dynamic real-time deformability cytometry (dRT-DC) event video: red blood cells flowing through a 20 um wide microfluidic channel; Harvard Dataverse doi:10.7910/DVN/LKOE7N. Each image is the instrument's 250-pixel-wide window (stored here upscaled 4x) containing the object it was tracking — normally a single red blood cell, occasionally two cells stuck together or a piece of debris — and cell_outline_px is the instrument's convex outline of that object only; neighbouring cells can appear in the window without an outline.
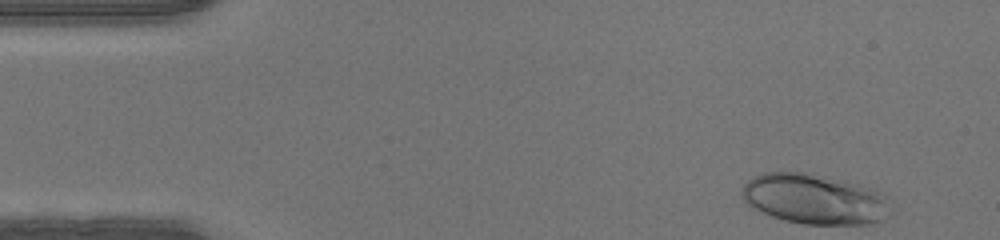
{"species": "human", "species_latin": "Homo sapiens", "temperature_condition": "warm", "stored_images_in_passage": 39, "camera_frame_rate_fps": 3000, "um_per_image_px": 0.085, "donor": {"sex": "male"}, "frame": {"image": 1, "passage_image": 1, "time_ms": 0.0, "image_size_px": [1000, 240], "cell_outline_px": [[892, 212], [880, 220], [868, 224], [804, 224], [784, 220], [760, 212], [752, 208], [744, 200], [740, 192], [740, 188], [748, 180], [764, 172], [804, 172], [856, 184], [876, 192], [884, 196]], "centroid_in_image_um": [69.15, 16.93], "position_along_channel_um": 15.8, "area_um2": 42.95}}
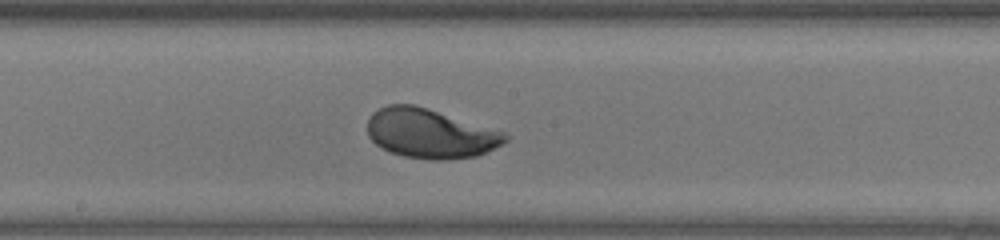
{"frame": {"image": 2, "passage_image": 22, "time_ms": 7.0, "image_size_px": [1000, 240], "cell_outline_px": [[508, 140], [476, 156], [444, 160], [432, 160], [404, 156], [380, 148], [368, 136], [368, 120], [372, 112], [388, 104], [416, 104], [504, 132], [508, 136]], "centroid_in_image_um": [36.52, 11.33], "position_along_channel_um": 211.7, "area_um2": 39.48}}
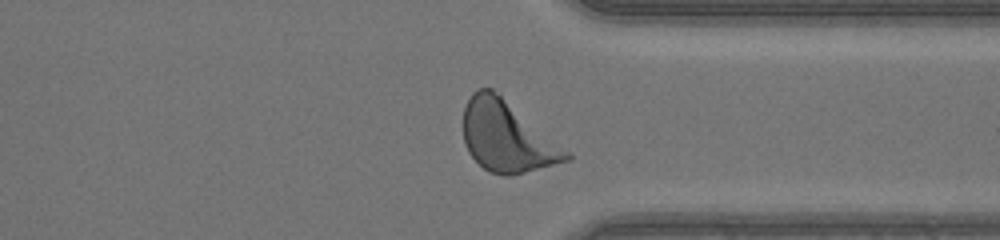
{"frame": {"image": 3, "passage_image": 33, "time_ms": 10.667, "image_size_px": [1000, 240], "cell_outline_px": [[572, 156], [568, 160], [524, 172], [508, 176], [504, 176], [488, 172], [468, 152], [464, 144], [464, 108], [472, 92], [480, 88], [492, 88], [500, 92], [568, 152]], "centroid_in_image_um": [43.05, 11.58], "position_along_channel_um": 368.4, "area_um2": 42.14}}